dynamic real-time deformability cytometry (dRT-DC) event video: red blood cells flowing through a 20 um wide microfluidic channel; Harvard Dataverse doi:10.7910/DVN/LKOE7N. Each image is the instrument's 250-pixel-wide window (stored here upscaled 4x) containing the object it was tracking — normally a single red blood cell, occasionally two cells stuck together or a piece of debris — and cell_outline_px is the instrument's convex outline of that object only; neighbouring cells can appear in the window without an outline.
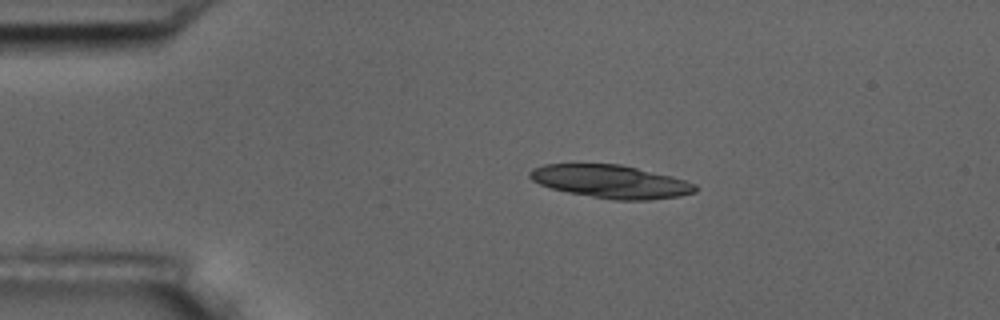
{"species": "common noctule bat (a hibernating species)", "species_latin": "Nyctalus noctula", "temperature_condition": "room temperature", "stored_images_in_passage": 45, "segment_of_instrument_passage": [1, 2], "camera_frame_rate_fps": 3000, "um_per_image_px": 0.085, "animal": {"sex": "male", "body_mass_g": 17.5, "forearm_length_mm": 52.3}, "frame": {"image": 1, "passage_image": 1, "time_ms": 0.0, "image_size_px": [1000, 320], "cell_outline_px": [[696, 192], [680, 196], [648, 200], [612, 200], [568, 192], [552, 188], [540, 184], [532, 180], [528, 176], [528, 172], [532, 168], [544, 164], [620, 164], [672, 176], [696, 184]], "centroid_in_image_um": [51.91, 15.43], "position_along_channel_um": 33.1, "area_um2": 31.85}}